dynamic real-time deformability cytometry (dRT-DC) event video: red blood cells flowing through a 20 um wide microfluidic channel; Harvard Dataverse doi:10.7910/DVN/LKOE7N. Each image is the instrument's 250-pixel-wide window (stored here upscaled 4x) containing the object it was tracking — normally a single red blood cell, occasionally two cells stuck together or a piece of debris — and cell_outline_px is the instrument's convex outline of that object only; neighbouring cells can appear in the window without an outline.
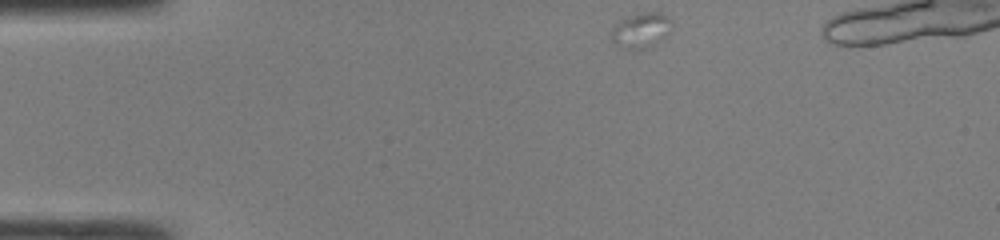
{"species": "common noctule bat (a hibernating species)", "species_latin": "Nyctalus noctula", "temperature_condition": "room temperature", "stored_images_in_passage": 21, "camera_frame_rate_fps": 3000, "um_per_image_px": 0.085, "animal": {"sex": "male", "body_mass_g": 19.0, "forearm_length_mm": 50.8}, "frame": {"image": 1, "passage_image": 1, "time_ms": 0.0, "image_size_px": [1000, 240], "cell_outline_px": [[672, 28], [664, 36], [652, 44], [644, 48], [628, 48], [616, 44], [612, 40], [612, 32], [616, 24], [620, 20], [628, 16], [644, 12], [660, 12], [668, 16], [672, 20]], "centroid_in_image_um": [54.52, 2.52], "position_along_channel_um": 30.5, "area_um2": 11.91}}